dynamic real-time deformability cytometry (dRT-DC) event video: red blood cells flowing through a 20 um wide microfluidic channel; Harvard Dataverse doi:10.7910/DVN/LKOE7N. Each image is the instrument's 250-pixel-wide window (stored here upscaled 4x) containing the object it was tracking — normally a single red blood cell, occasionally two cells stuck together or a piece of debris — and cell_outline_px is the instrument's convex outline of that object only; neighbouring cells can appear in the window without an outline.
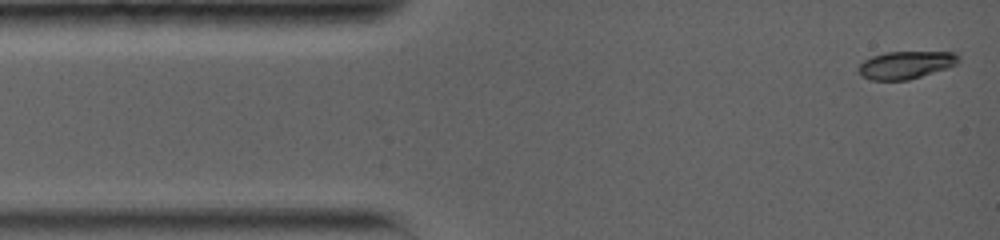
{"species": "common noctule bat (a hibernating species)", "species_latin": "Nyctalus noctula", "temperature_condition": "warm", "stored_images_in_passage": 34, "camera_frame_rate_fps": 5000, "um_per_image_px": 0.085, "animal": {"sex": "female", "body_mass_g": 19.0, "forearm_length_mm": 56.7}, "frame": {"image": 1, "passage_image": 1, "time_ms": 0.0, "image_size_px": [1000, 240], "cell_outline_px": [[960, 60], [956, 64], [948, 68], [908, 80], [872, 80], [860, 76], [856, 68], [864, 60], [872, 56], [884, 52], [956, 52], [960, 56]], "centroid_in_image_um": [76.98, 5.52], "position_along_channel_um": 8.0, "area_um2": 16.3}}
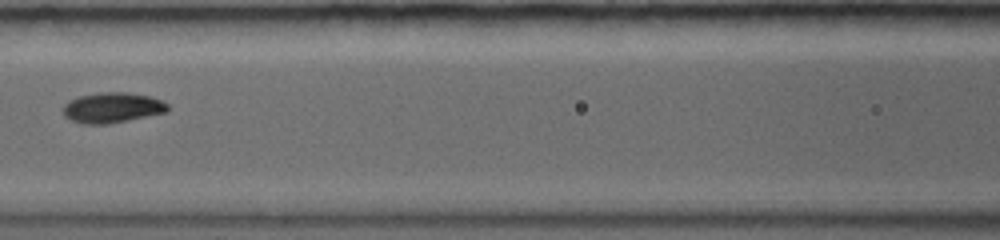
{"frame": {"image": 2, "passage_image": 10, "time_ms": 5.8, "image_size_px": [1000, 240], "cell_outline_px": [[168, 108], [164, 112], [128, 120], [108, 124], [80, 124], [64, 116], [64, 104], [68, 100], [80, 96], [100, 92], [124, 92], [148, 96], [160, 100], [168, 104]], "centroid_in_image_um": [9.49, 9.15], "position_along_channel_um": 157.1, "area_um2": 18.26}}
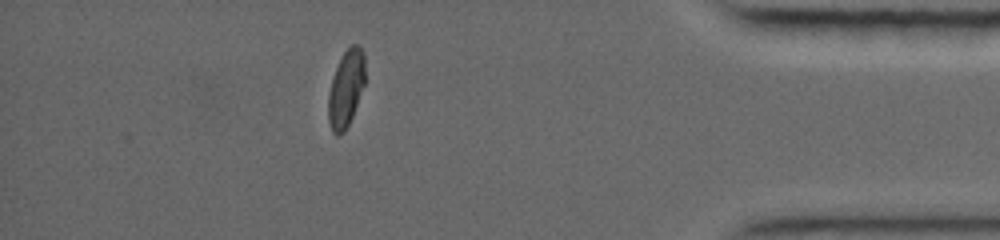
{"frame": {"image": 3, "passage_image": 25, "time_ms": 13.4, "image_size_px": [1000, 240], "cell_outline_px": [[364, 84], [352, 116], [344, 132], [336, 136], [332, 132], [328, 120], [328, 92], [336, 68], [344, 52], [352, 44], [356, 44], [364, 52]], "centroid_in_image_um": [29.39, 7.55], "position_along_channel_um": 405.8, "area_um2": 16.18}, "authors_computed_cell_mechanics": {"area_um2": 17.2244, "velocity_mm_per_s": 3.8111, "shape_relaxation_time_tau1_ms": 3.1853, "shape_relaxation_time_tau2_ms": null, "deformation_change_tau1": 0.1613, "deformation_change_tau2": null}}